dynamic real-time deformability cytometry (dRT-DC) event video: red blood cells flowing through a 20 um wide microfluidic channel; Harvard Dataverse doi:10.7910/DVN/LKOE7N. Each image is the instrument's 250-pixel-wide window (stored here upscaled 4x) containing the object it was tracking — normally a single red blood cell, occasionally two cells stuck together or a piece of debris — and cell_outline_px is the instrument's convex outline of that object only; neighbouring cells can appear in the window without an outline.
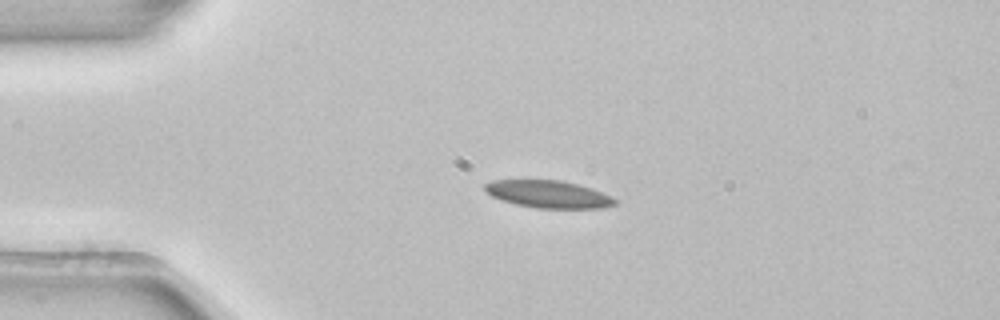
{"species": "common noctule bat (a hibernating species)", "species_latin": "Nyctalus noctula", "temperature_condition": "room temperature", "stored_images_in_passage": 2, "camera_frame_rate_fps": 3000, "um_per_image_px": 0.085, "animal": {"sex": "female", "body_mass_g": 22.7, "forearm_length_mm": 54.2}, "frame": {"image": 1, "passage_image": 1, "time_ms": 0.0, "image_size_px": [1000, 320], "cell_outline_px": [[616, 204], [604, 208], [536, 208], [516, 204], [492, 196], [484, 192], [484, 184], [492, 180], [560, 180], [592, 188], [616, 200]], "centroid_in_image_um": [46.57, 16.5], "position_along_channel_um": 38.4, "area_um2": 20.58}}